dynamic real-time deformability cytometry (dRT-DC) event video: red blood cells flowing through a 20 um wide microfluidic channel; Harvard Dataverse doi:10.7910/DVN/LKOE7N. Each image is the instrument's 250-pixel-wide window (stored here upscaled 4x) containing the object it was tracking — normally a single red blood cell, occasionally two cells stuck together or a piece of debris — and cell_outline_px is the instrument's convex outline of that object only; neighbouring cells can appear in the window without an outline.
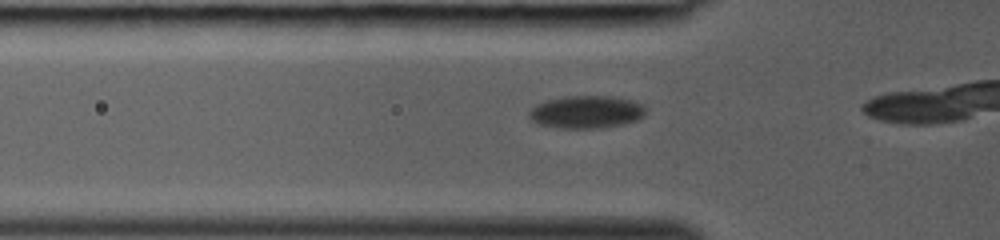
{"species": "common noctule bat (a hibernating species)", "species_latin": "Nyctalus noctula", "temperature_condition": "room temperature", "stored_images_in_passage": 7, "camera_frame_rate_fps": 3000, "um_per_image_px": 0.085, "animal": {"sex": "female", "body_mass_g": 19.0, "forearm_length_mm": 53.3}, "frame": {"image": 1, "passage_image": 5, "time_ms": 1.333, "image_size_px": [1000, 240], "cell_outline_px": [[644, 116], [636, 120], [624, 124], [600, 128], [560, 128], [536, 124], [528, 116], [528, 112], [536, 104], [544, 100], [568, 96], [616, 96], [632, 100], [644, 104]], "centroid_in_image_um": [49.82, 9.51], "position_along_channel_um": 76.0, "area_um2": 22.43}}